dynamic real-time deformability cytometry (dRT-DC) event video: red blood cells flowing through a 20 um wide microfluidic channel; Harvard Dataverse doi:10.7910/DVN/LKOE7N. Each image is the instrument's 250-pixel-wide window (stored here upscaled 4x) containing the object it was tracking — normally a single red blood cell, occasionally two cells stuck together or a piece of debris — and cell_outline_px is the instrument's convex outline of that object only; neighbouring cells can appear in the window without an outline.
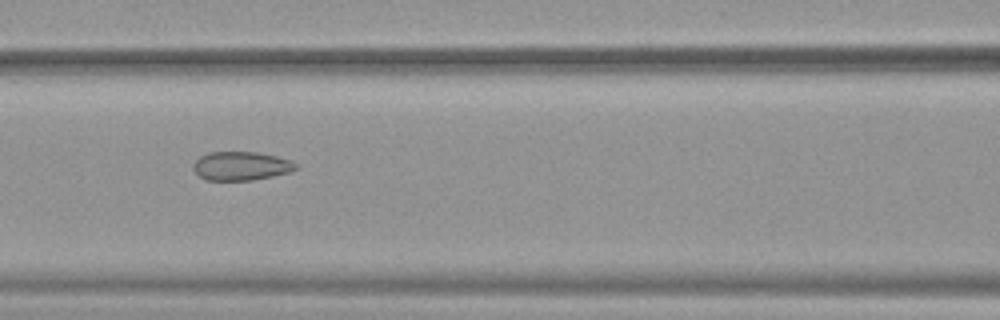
{"species": "common noctule bat (a hibernating species)", "species_latin": "Nyctalus noctula", "temperature_condition": "warm", "stored_images_in_passage": 40, "camera_frame_rate_fps": 3000, "um_per_image_px": 0.085, "animal": {"sex": "female", "body_mass_g": 19.9}, "frame": {"image": 1, "passage_image": 11, "time_ms": 3.333, "image_size_px": [1000, 320], "cell_outline_px": [[300, 168], [292, 172], [252, 180], [204, 180], [192, 168], [192, 164], [200, 156], [208, 152], [256, 152], [276, 156], [292, 160]], "centroid_in_image_um": [20.51, 14.11], "position_along_channel_um": 146.1, "area_um2": 17.34}}
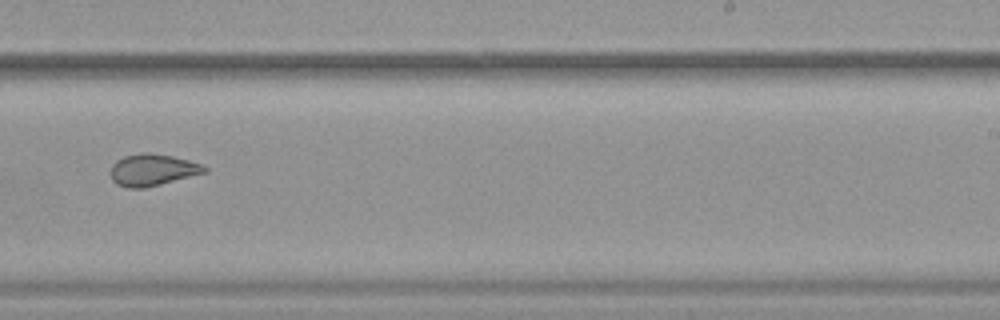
{"frame": {"image": 2, "passage_image": 21, "time_ms": 6.667, "image_size_px": [1000, 320], "cell_outline_px": [[208, 172], [144, 188], [128, 188], [116, 184], [112, 180], [112, 164], [116, 160], [124, 156], [144, 152], [148, 152], [172, 156], [204, 164], [208, 168]], "centroid_in_image_um": [12.99, 14.43], "position_along_channel_um": 276.0, "area_um2": 17.4}}
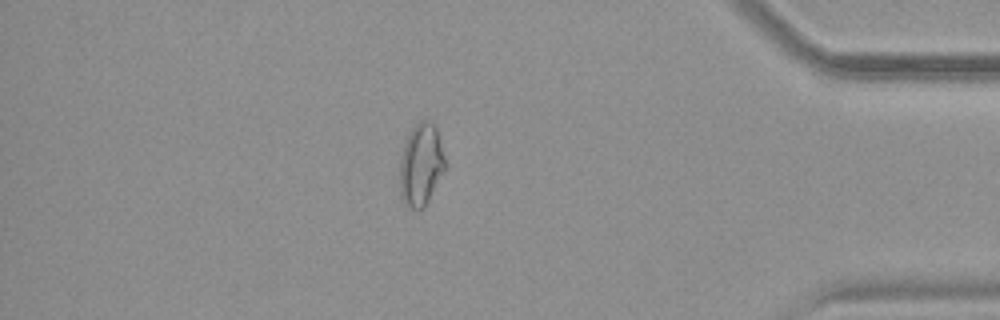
{"frame": {"image": 3, "passage_image": 33, "time_ms": 10.667, "image_size_px": [1000, 320], "cell_outline_px": [[448, 164], [424, 208], [408, 208], [404, 204], [400, 196], [400, 160], [404, 144], [408, 132], [420, 120], [428, 120], [436, 124]], "centroid_in_image_um": [35.81, 13.97], "position_along_channel_um": 399.4, "area_um2": 22.25}, "authors_computed_cell_mechanics": {"area_um2": 18.4671, "velocity_mm_per_s": 3.9159, "shape_relaxation_time_tau1_ms": null, "shape_relaxation_time_tau2_ms": 1.1149, "deformation_change_tau1": null, "deformation_change_tau2": 0.0718}}